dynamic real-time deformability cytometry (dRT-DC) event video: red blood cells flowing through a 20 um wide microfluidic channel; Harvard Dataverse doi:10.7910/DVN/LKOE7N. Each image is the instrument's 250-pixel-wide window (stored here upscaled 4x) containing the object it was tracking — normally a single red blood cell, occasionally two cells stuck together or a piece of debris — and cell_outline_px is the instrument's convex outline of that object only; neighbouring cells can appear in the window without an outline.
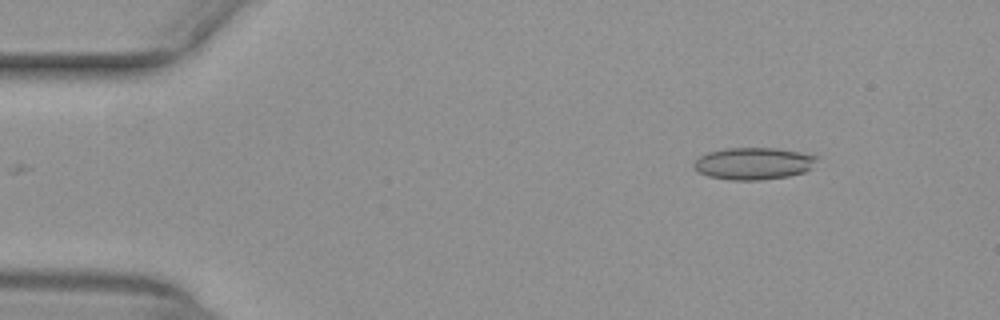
{"species": "common noctule bat (a hibernating species)", "species_latin": "Nyctalus noctula", "temperature_condition": "warm", "stored_images_in_passage": 14, "camera_frame_rate_fps": 3000, "um_per_image_px": 0.085, "animal": {"sex": "female", "body_mass_g": 29.2, "forearm_length_mm": 56.3}, "frame": {"image": 1, "passage_image": 1, "time_ms": 0.0, "image_size_px": [1000, 320], "cell_outline_px": [[820, 156], [804, 172], [788, 176], [760, 180], [728, 180], [708, 176], [692, 168], [692, 164], [700, 156], [708, 152], [724, 148], [776, 148], [800, 152]], "centroid_in_image_um": [64.0, 13.89], "position_along_channel_um": 21.0, "area_um2": 22.95}}
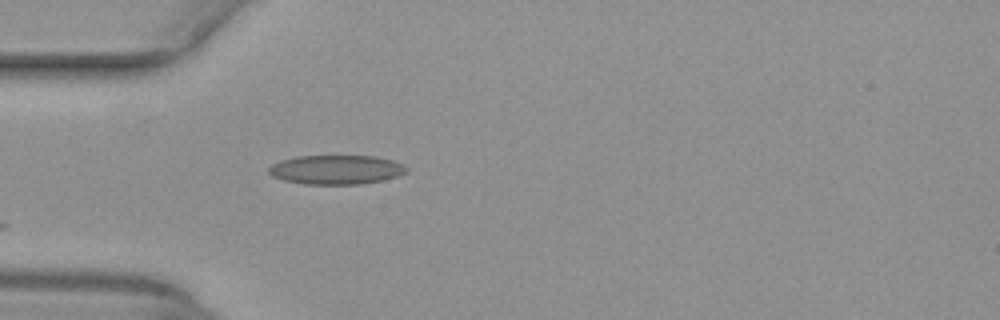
{"frame": {"image": 2, "passage_image": 10, "time_ms": 3.0, "image_size_px": [1000, 320], "cell_outline_px": [[408, 172], [396, 176], [380, 180], [360, 184], [304, 184], [284, 180], [272, 176], [268, 172], [268, 168], [272, 164], [280, 160], [296, 156], [376, 156], [392, 160], [404, 164], [408, 168]], "centroid_in_image_um": [28.57, 14.41], "position_along_channel_um": 56.4, "area_um2": 23.47}}
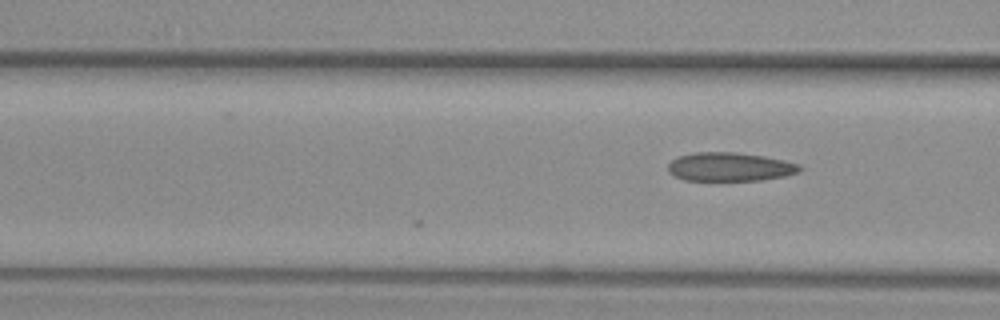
{"frame": {"image": 3, "passage_image": 14, "time_ms": 4.333, "image_size_px": [1000, 320], "cell_outline_px": [[804, 168], [800, 172], [784, 176], [760, 180], [684, 180], [668, 172], [668, 164], [672, 160], [680, 156], [692, 152], [736, 152], [764, 156], [784, 160], [800, 164]], "centroid_in_image_um": [62.07, 14.17], "position_along_channel_um": 104.5, "area_um2": 22.08}}